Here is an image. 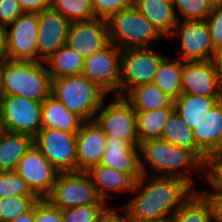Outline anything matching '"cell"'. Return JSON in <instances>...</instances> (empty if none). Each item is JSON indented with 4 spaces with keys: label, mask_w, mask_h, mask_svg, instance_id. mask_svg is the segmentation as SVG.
<instances>
[{
    "label": "cell",
    "mask_w": 222,
    "mask_h": 222,
    "mask_svg": "<svg viewBox=\"0 0 222 222\" xmlns=\"http://www.w3.org/2000/svg\"><path fill=\"white\" fill-rule=\"evenodd\" d=\"M161 139L176 146L189 149L202 161L205 155L198 149L193 131L184 123L182 117L174 110L165 124Z\"/></svg>",
    "instance_id": "f546056e"
},
{
    "label": "cell",
    "mask_w": 222,
    "mask_h": 222,
    "mask_svg": "<svg viewBox=\"0 0 222 222\" xmlns=\"http://www.w3.org/2000/svg\"><path fill=\"white\" fill-rule=\"evenodd\" d=\"M96 18L108 20L112 15L133 6L134 0H91Z\"/></svg>",
    "instance_id": "74e56055"
},
{
    "label": "cell",
    "mask_w": 222,
    "mask_h": 222,
    "mask_svg": "<svg viewBox=\"0 0 222 222\" xmlns=\"http://www.w3.org/2000/svg\"><path fill=\"white\" fill-rule=\"evenodd\" d=\"M45 199L61 210L87 204H108L99 196L91 177L84 171L59 173Z\"/></svg>",
    "instance_id": "8992f818"
},
{
    "label": "cell",
    "mask_w": 222,
    "mask_h": 222,
    "mask_svg": "<svg viewBox=\"0 0 222 222\" xmlns=\"http://www.w3.org/2000/svg\"><path fill=\"white\" fill-rule=\"evenodd\" d=\"M118 210L123 211V215L119 214ZM97 222H130L126 210L120 206L117 209L108 206L104 212L99 216Z\"/></svg>",
    "instance_id": "7bdbcfd3"
},
{
    "label": "cell",
    "mask_w": 222,
    "mask_h": 222,
    "mask_svg": "<svg viewBox=\"0 0 222 222\" xmlns=\"http://www.w3.org/2000/svg\"><path fill=\"white\" fill-rule=\"evenodd\" d=\"M174 110L175 108H161L152 111H135L139 142L161 138L165 124Z\"/></svg>",
    "instance_id": "f1b7e54d"
},
{
    "label": "cell",
    "mask_w": 222,
    "mask_h": 222,
    "mask_svg": "<svg viewBox=\"0 0 222 222\" xmlns=\"http://www.w3.org/2000/svg\"><path fill=\"white\" fill-rule=\"evenodd\" d=\"M182 93L222 98V78L211 60L183 62Z\"/></svg>",
    "instance_id": "9a60e30c"
},
{
    "label": "cell",
    "mask_w": 222,
    "mask_h": 222,
    "mask_svg": "<svg viewBox=\"0 0 222 222\" xmlns=\"http://www.w3.org/2000/svg\"><path fill=\"white\" fill-rule=\"evenodd\" d=\"M222 98H210L182 93L175 101V111L184 123L194 130L201 117L212 109Z\"/></svg>",
    "instance_id": "484cf974"
},
{
    "label": "cell",
    "mask_w": 222,
    "mask_h": 222,
    "mask_svg": "<svg viewBox=\"0 0 222 222\" xmlns=\"http://www.w3.org/2000/svg\"><path fill=\"white\" fill-rule=\"evenodd\" d=\"M192 131L198 149L205 156L222 151V99L201 117Z\"/></svg>",
    "instance_id": "ffe728a7"
},
{
    "label": "cell",
    "mask_w": 222,
    "mask_h": 222,
    "mask_svg": "<svg viewBox=\"0 0 222 222\" xmlns=\"http://www.w3.org/2000/svg\"><path fill=\"white\" fill-rule=\"evenodd\" d=\"M37 35L38 13L23 12L7 26L6 59L37 62Z\"/></svg>",
    "instance_id": "4fadbf2b"
},
{
    "label": "cell",
    "mask_w": 222,
    "mask_h": 222,
    "mask_svg": "<svg viewBox=\"0 0 222 222\" xmlns=\"http://www.w3.org/2000/svg\"><path fill=\"white\" fill-rule=\"evenodd\" d=\"M8 196H36L15 171H0V199Z\"/></svg>",
    "instance_id": "e575fe53"
},
{
    "label": "cell",
    "mask_w": 222,
    "mask_h": 222,
    "mask_svg": "<svg viewBox=\"0 0 222 222\" xmlns=\"http://www.w3.org/2000/svg\"><path fill=\"white\" fill-rule=\"evenodd\" d=\"M133 5L164 38H170L178 21L172 2L163 0H134Z\"/></svg>",
    "instance_id": "7402d4cb"
},
{
    "label": "cell",
    "mask_w": 222,
    "mask_h": 222,
    "mask_svg": "<svg viewBox=\"0 0 222 222\" xmlns=\"http://www.w3.org/2000/svg\"><path fill=\"white\" fill-rule=\"evenodd\" d=\"M180 38V60H211L214 46L206 20H178L170 36Z\"/></svg>",
    "instance_id": "7c38bea8"
},
{
    "label": "cell",
    "mask_w": 222,
    "mask_h": 222,
    "mask_svg": "<svg viewBox=\"0 0 222 222\" xmlns=\"http://www.w3.org/2000/svg\"><path fill=\"white\" fill-rule=\"evenodd\" d=\"M7 26L0 23V60L6 59Z\"/></svg>",
    "instance_id": "f6af8a7d"
},
{
    "label": "cell",
    "mask_w": 222,
    "mask_h": 222,
    "mask_svg": "<svg viewBox=\"0 0 222 222\" xmlns=\"http://www.w3.org/2000/svg\"><path fill=\"white\" fill-rule=\"evenodd\" d=\"M139 157L142 175H147L149 170L146 167H150L149 169L155 171V176L184 179L193 187L195 181L190 175L193 173L192 169L203 171V161L195 153L161 138L140 142Z\"/></svg>",
    "instance_id": "7a4b0ae2"
},
{
    "label": "cell",
    "mask_w": 222,
    "mask_h": 222,
    "mask_svg": "<svg viewBox=\"0 0 222 222\" xmlns=\"http://www.w3.org/2000/svg\"><path fill=\"white\" fill-rule=\"evenodd\" d=\"M99 196L107 203V198L113 197L111 193H130L133 191L135 181L127 174L104 165H96L87 171Z\"/></svg>",
    "instance_id": "44dd1931"
},
{
    "label": "cell",
    "mask_w": 222,
    "mask_h": 222,
    "mask_svg": "<svg viewBox=\"0 0 222 222\" xmlns=\"http://www.w3.org/2000/svg\"><path fill=\"white\" fill-rule=\"evenodd\" d=\"M106 133L94 120L85 121L76 133L77 171L87 172L100 163L106 149Z\"/></svg>",
    "instance_id": "ac0fdd59"
},
{
    "label": "cell",
    "mask_w": 222,
    "mask_h": 222,
    "mask_svg": "<svg viewBox=\"0 0 222 222\" xmlns=\"http://www.w3.org/2000/svg\"><path fill=\"white\" fill-rule=\"evenodd\" d=\"M109 42L120 48H149L155 40L164 37L133 5L108 20Z\"/></svg>",
    "instance_id": "5b68a950"
},
{
    "label": "cell",
    "mask_w": 222,
    "mask_h": 222,
    "mask_svg": "<svg viewBox=\"0 0 222 222\" xmlns=\"http://www.w3.org/2000/svg\"><path fill=\"white\" fill-rule=\"evenodd\" d=\"M173 7L177 20H206L212 9L208 0H174Z\"/></svg>",
    "instance_id": "836d02e7"
},
{
    "label": "cell",
    "mask_w": 222,
    "mask_h": 222,
    "mask_svg": "<svg viewBox=\"0 0 222 222\" xmlns=\"http://www.w3.org/2000/svg\"><path fill=\"white\" fill-rule=\"evenodd\" d=\"M4 131V128H3V124H2V119H1V116H0V134Z\"/></svg>",
    "instance_id": "681fc988"
},
{
    "label": "cell",
    "mask_w": 222,
    "mask_h": 222,
    "mask_svg": "<svg viewBox=\"0 0 222 222\" xmlns=\"http://www.w3.org/2000/svg\"><path fill=\"white\" fill-rule=\"evenodd\" d=\"M51 95L84 122L94 119L107 94L84 75L52 79Z\"/></svg>",
    "instance_id": "277c9868"
},
{
    "label": "cell",
    "mask_w": 222,
    "mask_h": 222,
    "mask_svg": "<svg viewBox=\"0 0 222 222\" xmlns=\"http://www.w3.org/2000/svg\"><path fill=\"white\" fill-rule=\"evenodd\" d=\"M148 222H169V221H148Z\"/></svg>",
    "instance_id": "816d5d0a"
},
{
    "label": "cell",
    "mask_w": 222,
    "mask_h": 222,
    "mask_svg": "<svg viewBox=\"0 0 222 222\" xmlns=\"http://www.w3.org/2000/svg\"><path fill=\"white\" fill-rule=\"evenodd\" d=\"M105 147L100 165L127 173L135 182L142 176L139 146H132L128 141L114 136H106Z\"/></svg>",
    "instance_id": "d6986e66"
},
{
    "label": "cell",
    "mask_w": 222,
    "mask_h": 222,
    "mask_svg": "<svg viewBox=\"0 0 222 222\" xmlns=\"http://www.w3.org/2000/svg\"><path fill=\"white\" fill-rule=\"evenodd\" d=\"M52 78L42 61L1 60V94L44 102L51 95Z\"/></svg>",
    "instance_id": "3957f363"
},
{
    "label": "cell",
    "mask_w": 222,
    "mask_h": 222,
    "mask_svg": "<svg viewBox=\"0 0 222 222\" xmlns=\"http://www.w3.org/2000/svg\"><path fill=\"white\" fill-rule=\"evenodd\" d=\"M33 144L60 173L77 171L76 133L41 128Z\"/></svg>",
    "instance_id": "9c48e42d"
},
{
    "label": "cell",
    "mask_w": 222,
    "mask_h": 222,
    "mask_svg": "<svg viewBox=\"0 0 222 222\" xmlns=\"http://www.w3.org/2000/svg\"><path fill=\"white\" fill-rule=\"evenodd\" d=\"M121 53L120 48L109 43L102 50L84 58L82 75L107 95L120 96Z\"/></svg>",
    "instance_id": "30bf717a"
},
{
    "label": "cell",
    "mask_w": 222,
    "mask_h": 222,
    "mask_svg": "<svg viewBox=\"0 0 222 222\" xmlns=\"http://www.w3.org/2000/svg\"><path fill=\"white\" fill-rule=\"evenodd\" d=\"M51 9L62 14L70 22L96 18L91 0H51Z\"/></svg>",
    "instance_id": "1f68e13d"
},
{
    "label": "cell",
    "mask_w": 222,
    "mask_h": 222,
    "mask_svg": "<svg viewBox=\"0 0 222 222\" xmlns=\"http://www.w3.org/2000/svg\"><path fill=\"white\" fill-rule=\"evenodd\" d=\"M123 97L130 103L134 111L175 108L174 101L164 94L153 82L137 85L130 89Z\"/></svg>",
    "instance_id": "cb8c5ba5"
},
{
    "label": "cell",
    "mask_w": 222,
    "mask_h": 222,
    "mask_svg": "<svg viewBox=\"0 0 222 222\" xmlns=\"http://www.w3.org/2000/svg\"><path fill=\"white\" fill-rule=\"evenodd\" d=\"M1 60H0V97H1Z\"/></svg>",
    "instance_id": "f907efd6"
},
{
    "label": "cell",
    "mask_w": 222,
    "mask_h": 222,
    "mask_svg": "<svg viewBox=\"0 0 222 222\" xmlns=\"http://www.w3.org/2000/svg\"><path fill=\"white\" fill-rule=\"evenodd\" d=\"M169 222H213L211 205L197 190L181 205Z\"/></svg>",
    "instance_id": "4dcf8cb0"
},
{
    "label": "cell",
    "mask_w": 222,
    "mask_h": 222,
    "mask_svg": "<svg viewBox=\"0 0 222 222\" xmlns=\"http://www.w3.org/2000/svg\"><path fill=\"white\" fill-rule=\"evenodd\" d=\"M24 11L18 0H0V23L8 26L14 22Z\"/></svg>",
    "instance_id": "60d3db41"
},
{
    "label": "cell",
    "mask_w": 222,
    "mask_h": 222,
    "mask_svg": "<svg viewBox=\"0 0 222 222\" xmlns=\"http://www.w3.org/2000/svg\"><path fill=\"white\" fill-rule=\"evenodd\" d=\"M35 222H63L62 210L51 205L45 198L35 203Z\"/></svg>",
    "instance_id": "f35d334b"
},
{
    "label": "cell",
    "mask_w": 222,
    "mask_h": 222,
    "mask_svg": "<svg viewBox=\"0 0 222 222\" xmlns=\"http://www.w3.org/2000/svg\"><path fill=\"white\" fill-rule=\"evenodd\" d=\"M203 171L206 181L213 189L212 192H222V151L205 156Z\"/></svg>",
    "instance_id": "8d00e7d4"
},
{
    "label": "cell",
    "mask_w": 222,
    "mask_h": 222,
    "mask_svg": "<svg viewBox=\"0 0 222 222\" xmlns=\"http://www.w3.org/2000/svg\"><path fill=\"white\" fill-rule=\"evenodd\" d=\"M84 121L68 111L55 97L50 95L42 102V128H55L68 133H77Z\"/></svg>",
    "instance_id": "603a6c76"
},
{
    "label": "cell",
    "mask_w": 222,
    "mask_h": 222,
    "mask_svg": "<svg viewBox=\"0 0 222 222\" xmlns=\"http://www.w3.org/2000/svg\"><path fill=\"white\" fill-rule=\"evenodd\" d=\"M167 56L149 48H127L121 53L120 96L137 85L152 83Z\"/></svg>",
    "instance_id": "52a82bcc"
},
{
    "label": "cell",
    "mask_w": 222,
    "mask_h": 222,
    "mask_svg": "<svg viewBox=\"0 0 222 222\" xmlns=\"http://www.w3.org/2000/svg\"><path fill=\"white\" fill-rule=\"evenodd\" d=\"M182 65V60L167 56L153 79V83L173 101L182 94Z\"/></svg>",
    "instance_id": "83f0119b"
},
{
    "label": "cell",
    "mask_w": 222,
    "mask_h": 222,
    "mask_svg": "<svg viewBox=\"0 0 222 222\" xmlns=\"http://www.w3.org/2000/svg\"><path fill=\"white\" fill-rule=\"evenodd\" d=\"M206 22L210 29L214 49L222 44V6L211 9Z\"/></svg>",
    "instance_id": "ab89813d"
},
{
    "label": "cell",
    "mask_w": 222,
    "mask_h": 222,
    "mask_svg": "<svg viewBox=\"0 0 222 222\" xmlns=\"http://www.w3.org/2000/svg\"><path fill=\"white\" fill-rule=\"evenodd\" d=\"M12 222H35V205L30 211H28L23 215L18 216Z\"/></svg>",
    "instance_id": "7dc6e473"
},
{
    "label": "cell",
    "mask_w": 222,
    "mask_h": 222,
    "mask_svg": "<svg viewBox=\"0 0 222 222\" xmlns=\"http://www.w3.org/2000/svg\"><path fill=\"white\" fill-rule=\"evenodd\" d=\"M15 172L39 199L49 194L60 173L34 144L18 161Z\"/></svg>",
    "instance_id": "5bb4252c"
},
{
    "label": "cell",
    "mask_w": 222,
    "mask_h": 222,
    "mask_svg": "<svg viewBox=\"0 0 222 222\" xmlns=\"http://www.w3.org/2000/svg\"><path fill=\"white\" fill-rule=\"evenodd\" d=\"M32 145V136L4 130L0 134V171H15L18 161Z\"/></svg>",
    "instance_id": "d4e9b609"
},
{
    "label": "cell",
    "mask_w": 222,
    "mask_h": 222,
    "mask_svg": "<svg viewBox=\"0 0 222 222\" xmlns=\"http://www.w3.org/2000/svg\"><path fill=\"white\" fill-rule=\"evenodd\" d=\"M24 12H41L51 8V0H18Z\"/></svg>",
    "instance_id": "ee69618b"
},
{
    "label": "cell",
    "mask_w": 222,
    "mask_h": 222,
    "mask_svg": "<svg viewBox=\"0 0 222 222\" xmlns=\"http://www.w3.org/2000/svg\"><path fill=\"white\" fill-rule=\"evenodd\" d=\"M0 116L4 130L34 137L42 128V102L16 95H1Z\"/></svg>",
    "instance_id": "ba28073f"
},
{
    "label": "cell",
    "mask_w": 222,
    "mask_h": 222,
    "mask_svg": "<svg viewBox=\"0 0 222 222\" xmlns=\"http://www.w3.org/2000/svg\"><path fill=\"white\" fill-rule=\"evenodd\" d=\"M199 192L206 197L211 205L213 222H222V192Z\"/></svg>",
    "instance_id": "b9f144b4"
},
{
    "label": "cell",
    "mask_w": 222,
    "mask_h": 222,
    "mask_svg": "<svg viewBox=\"0 0 222 222\" xmlns=\"http://www.w3.org/2000/svg\"><path fill=\"white\" fill-rule=\"evenodd\" d=\"M211 62L219 73V76L222 78V44L214 49Z\"/></svg>",
    "instance_id": "bcb514c9"
},
{
    "label": "cell",
    "mask_w": 222,
    "mask_h": 222,
    "mask_svg": "<svg viewBox=\"0 0 222 222\" xmlns=\"http://www.w3.org/2000/svg\"><path fill=\"white\" fill-rule=\"evenodd\" d=\"M38 200L37 196H8L0 199V222H12L30 211Z\"/></svg>",
    "instance_id": "d6a6232c"
},
{
    "label": "cell",
    "mask_w": 222,
    "mask_h": 222,
    "mask_svg": "<svg viewBox=\"0 0 222 222\" xmlns=\"http://www.w3.org/2000/svg\"><path fill=\"white\" fill-rule=\"evenodd\" d=\"M70 21L50 9L38 12L37 61L46 60L66 45Z\"/></svg>",
    "instance_id": "e0dca14e"
},
{
    "label": "cell",
    "mask_w": 222,
    "mask_h": 222,
    "mask_svg": "<svg viewBox=\"0 0 222 222\" xmlns=\"http://www.w3.org/2000/svg\"><path fill=\"white\" fill-rule=\"evenodd\" d=\"M52 79L82 74L84 58L68 45L60 47L44 60Z\"/></svg>",
    "instance_id": "4316f807"
},
{
    "label": "cell",
    "mask_w": 222,
    "mask_h": 222,
    "mask_svg": "<svg viewBox=\"0 0 222 222\" xmlns=\"http://www.w3.org/2000/svg\"><path fill=\"white\" fill-rule=\"evenodd\" d=\"M142 175L134 184L136 192L126 204L130 222L169 221L181 205L196 191L184 179ZM147 182V183H145ZM140 191V192H139ZM138 192V193H137Z\"/></svg>",
    "instance_id": "6da1fadb"
},
{
    "label": "cell",
    "mask_w": 222,
    "mask_h": 222,
    "mask_svg": "<svg viewBox=\"0 0 222 222\" xmlns=\"http://www.w3.org/2000/svg\"><path fill=\"white\" fill-rule=\"evenodd\" d=\"M109 204H87L62 210L63 222H97Z\"/></svg>",
    "instance_id": "d590c367"
},
{
    "label": "cell",
    "mask_w": 222,
    "mask_h": 222,
    "mask_svg": "<svg viewBox=\"0 0 222 222\" xmlns=\"http://www.w3.org/2000/svg\"><path fill=\"white\" fill-rule=\"evenodd\" d=\"M212 8L222 6V0H208Z\"/></svg>",
    "instance_id": "c3c4849f"
},
{
    "label": "cell",
    "mask_w": 222,
    "mask_h": 222,
    "mask_svg": "<svg viewBox=\"0 0 222 222\" xmlns=\"http://www.w3.org/2000/svg\"><path fill=\"white\" fill-rule=\"evenodd\" d=\"M109 43L107 20L94 18L70 23L66 45L83 58L102 50Z\"/></svg>",
    "instance_id": "2e32d148"
},
{
    "label": "cell",
    "mask_w": 222,
    "mask_h": 222,
    "mask_svg": "<svg viewBox=\"0 0 222 222\" xmlns=\"http://www.w3.org/2000/svg\"><path fill=\"white\" fill-rule=\"evenodd\" d=\"M113 97L115 100L107 104L104 99L94 120L103 128L106 136H114L128 141L132 146H139L133 107L123 96Z\"/></svg>",
    "instance_id": "8fae6325"
},
{
    "label": "cell",
    "mask_w": 222,
    "mask_h": 222,
    "mask_svg": "<svg viewBox=\"0 0 222 222\" xmlns=\"http://www.w3.org/2000/svg\"><path fill=\"white\" fill-rule=\"evenodd\" d=\"M163 1H167V2H172L173 3L174 0H163Z\"/></svg>",
    "instance_id": "f5cc1de1"
}]
</instances>
